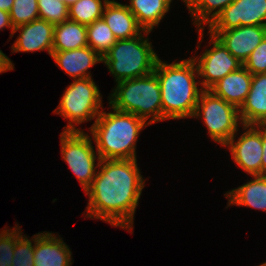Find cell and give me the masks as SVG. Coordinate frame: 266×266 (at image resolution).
I'll use <instances>...</instances> for the list:
<instances>
[{
	"mask_svg": "<svg viewBox=\"0 0 266 266\" xmlns=\"http://www.w3.org/2000/svg\"><path fill=\"white\" fill-rule=\"evenodd\" d=\"M91 186L86 218L133 230L134 213L145 186L137 159H101Z\"/></svg>",
	"mask_w": 266,
	"mask_h": 266,
	"instance_id": "6da1fadb",
	"label": "cell"
},
{
	"mask_svg": "<svg viewBox=\"0 0 266 266\" xmlns=\"http://www.w3.org/2000/svg\"><path fill=\"white\" fill-rule=\"evenodd\" d=\"M154 73L160 87L163 120L193 118L199 97L204 89L197 87L200 81L198 69L193 58L170 64L157 60Z\"/></svg>",
	"mask_w": 266,
	"mask_h": 266,
	"instance_id": "7a4b0ae2",
	"label": "cell"
},
{
	"mask_svg": "<svg viewBox=\"0 0 266 266\" xmlns=\"http://www.w3.org/2000/svg\"><path fill=\"white\" fill-rule=\"evenodd\" d=\"M112 109L108 113L103 109L89 128L96 151L100 159H137L139 132L150 124L134 114Z\"/></svg>",
	"mask_w": 266,
	"mask_h": 266,
	"instance_id": "3957f363",
	"label": "cell"
},
{
	"mask_svg": "<svg viewBox=\"0 0 266 266\" xmlns=\"http://www.w3.org/2000/svg\"><path fill=\"white\" fill-rule=\"evenodd\" d=\"M109 106L148 120L149 124L163 121L161 87L154 72L143 77L122 80L108 97Z\"/></svg>",
	"mask_w": 266,
	"mask_h": 266,
	"instance_id": "277c9868",
	"label": "cell"
},
{
	"mask_svg": "<svg viewBox=\"0 0 266 266\" xmlns=\"http://www.w3.org/2000/svg\"><path fill=\"white\" fill-rule=\"evenodd\" d=\"M151 31L144 30L131 39L117 40L103 56V62L118 83L122 80L143 77L154 72L159 57L152 48L148 36ZM143 35V36H142Z\"/></svg>",
	"mask_w": 266,
	"mask_h": 266,
	"instance_id": "5b68a950",
	"label": "cell"
},
{
	"mask_svg": "<svg viewBox=\"0 0 266 266\" xmlns=\"http://www.w3.org/2000/svg\"><path fill=\"white\" fill-rule=\"evenodd\" d=\"M101 96L92 78L74 79L53 111L69 121L63 131H84L75 126L91 119L96 120L102 112L100 108L103 109Z\"/></svg>",
	"mask_w": 266,
	"mask_h": 266,
	"instance_id": "8992f818",
	"label": "cell"
},
{
	"mask_svg": "<svg viewBox=\"0 0 266 266\" xmlns=\"http://www.w3.org/2000/svg\"><path fill=\"white\" fill-rule=\"evenodd\" d=\"M193 117L203 119L211 139L222 146L238 134V124L242 125L239 109L209 89L202 91Z\"/></svg>",
	"mask_w": 266,
	"mask_h": 266,
	"instance_id": "52a82bcc",
	"label": "cell"
},
{
	"mask_svg": "<svg viewBox=\"0 0 266 266\" xmlns=\"http://www.w3.org/2000/svg\"><path fill=\"white\" fill-rule=\"evenodd\" d=\"M60 135L62 158L86 191L96 176L101 160L92 146V137L84 131H63Z\"/></svg>",
	"mask_w": 266,
	"mask_h": 266,
	"instance_id": "ba28073f",
	"label": "cell"
},
{
	"mask_svg": "<svg viewBox=\"0 0 266 266\" xmlns=\"http://www.w3.org/2000/svg\"><path fill=\"white\" fill-rule=\"evenodd\" d=\"M211 43L213 45L211 49H206L201 56L192 57L197 65L199 77L204 78L200 82L202 89H210L220 79L243 66L212 34L209 45Z\"/></svg>",
	"mask_w": 266,
	"mask_h": 266,
	"instance_id": "9c48e42d",
	"label": "cell"
},
{
	"mask_svg": "<svg viewBox=\"0 0 266 266\" xmlns=\"http://www.w3.org/2000/svg\"><path fill=\"white\" fill-rule=\"evenodd\" d=\"M266 26V0H234L209 24V31Z\"/></svg>",
	"mask_w": 266,
	"mask_h": 266,
	"instance_id": "30bf717a",
	"label": "cell"
},
{
	"mask_svg": "<svg viewBox=\"0 0 266 266\" xmlns=\"http://www.w3.org/2000/svg\"><path fill=\"white\" fill-rule=\"evenodd\" d=\"M244 133L235 135L224 145L228 147L233 161L249 175H261L262 125H243Z\"/></svg>",
	"mask_w": 266,
	"mask_h": 266,
	"instance_id": "8fae6325",
	"label": "cell"
},
{
	"mask_svg": "<svg viewBox=\"0 0 266 266\" xmlns=\"http://www.w3.org/2000/svg\"><path fill=\"white\" fill-rule=\"evenodd\" d=\"M242 64L266 37V26H240L225 31H209Z\"/></svg>",
	"mask_w": 266,
	"mask_h": 266,
	"instance_id": "7c38bea8",
	"label": "cell"
},
{
	"mask_svg": "<svg viewBox=\"0 0 266 266\" xmlns=\"http://www.w3.org/2000/svg\"><path fill=\"white\" fill-rule=\"evenodd\" d=\"M55 25L46 20L37 19L14 28L13 35L20 34L12 45V52H36L46 50L52 55Z\"/></svg>",
	"mask_w": 266,
	"mask_h": 266,
	"instance_id": "4fadbf2b",
	"label": "cell"
},
{
	"mask_svg": "<svg viewBox=\"0 0 266 266\" xmlns=\"http://www.w3.org/2000/svg\"><path fill=\"white\" fill-rule=\"evenodd\" d=\"M62 239L46 231L34 235V266H71L72 252Z\"/></svg>",
	"mask_w": 266,
	"mask_h": 266,
	"instance_id": "5bb4252c",
	"label": "cell"
},
{
	"mask_svg": "<svg viewBox=\"0 0 266 266\" xmlns=\"http://www.w3.org/2000/svg\"><path fill=\"white\" fill-rule=\"evenodd\" d=\"M51 57L57 66L73 79L91 78L88 69L96 63H103V58L89 46L67 51H52Z\"/></svg>",
	"mask_w": 266,
	"mask_h": 266,
	"instance_id": "9a60e30c",
	"label": "cell"
},
{
	"mask_svg": "<svg viewBox=\"0 0 266 266\" xmlns=\"http://www.w3.org/2000/svg\"><path fill=\"white\" fill-rule=\"evenodd\" d=\"M239 116L242 125H266V73L252 75L251 88Z\"/></svg>",
	"mask_w": 266,
	"mask_h": 266,
	"instance_id": "2e32d148",
	"label": "cell"
},
{
	"mask_svg": "<svg viewBox=\"0 0 266 266\" xmlns=\"http://www.w3.org/2000/svg\"><path fill=\"white\" fill-rule=\"evenodd\" d=\"M251 82L252 74L242 66L220 79L209 90L240 109L249 94Z\"/></svg>",
	"mask_w": 266,
	"mask_h": 266,
	"instance_id": "e0dca14e",
	"label": "cell"
},
{
	"mask_svg": "<svg viewBox=\"0 0 266 266\" xmlns=\"http://www.w3.org/2000/svg\"><path fill=\"white\" fill-rule=\"evenodd\" d=\"M102 19L111 29L117 40L131 39L140 35L144 29L137 23L136 17L127 4L109 0L106 4Z\"/></svg>",
	"mask_w": 266,
	"mask_h": 266,
	"instance_id": "ac0fdd59",
	"label": "cell"
},
{
	"mask_svg": "<svg viewBox=\"0 0 266 266\" xmlns=\"http://www.w3.org/2000/svg\"><path fill=\"white\" fill-rule=\"evenodd\" d=\"M253 180L228 191V206H245L266 211V176L254 175Z\"/></svg>",
	"mask_w": 266,
	"mask_h": 266,
	"instance_id": "d6986e66",
	"label": "cell"
},
{
	"mask_svg": "<svg viewBox=\"0 0 266 266\" xmlns=\"http://www.w3.org/2000/svg\"><path fill=\"white\" fill-rule=\"evenodd\" d=\"M171 3L172 0H130L127 7L144 30L152 31L169 11Z\"/></svg>",
	"mask_w": 266,
	"mask_h": 266,
	"instance_id": "ffe728a7",
	"label": "cell"
},
{
	"mask_svg": "<svg viewBox=\"0 0 266 266\" xmlns=\"http://www.w3.org/2000/svg\"><path fill=\"white\" fill-rule=\"evenodd\" d=\"M88 46L86 25L68 19L55 25L52 51H67Z\"/></svg>",
	"mask_w": 266,
	"mask_h": 266,
	"instance_id": "44dd1931",
	"label": "cell"
},
{
	"mask_svg": "<svg viewBox=\"0 0 266 266\" xmlns=\"http://www.w3.org/2000/svg\"><path fill=\"white\" fill-rule=\"evenodd\" d=\"M230 3L231 0H189L186 3L193 17V24L199 28L197 30L199 33L198 43H200L204 36V24L205 26L209 25Z\"/></svg>",
	"mask_w": 266,
	"mask_h": 266,
	"instance_id": "7402d4cb",
	"label": "cell"
},
{
	"mask_svg": "<svg viewBox=\"0 0 266 266\" xmlns=\"http://www.w3.org/2000/svg\"><path fill=\"white\" fill-rule=\"evenodd\" d=\"M86 29L88 46L103 58L116 43L117 39L103 19L87 25Z\"/></svg>",
	"mask_w": 266,
	"mask_h": 266,
	"instance_id": "603a6c76",
	"label": "cell"
},
{
	"mask_svg": "<svg viewBox=\"0 0 266 266\" xmlns=\"http://www.w3.org/2000/svg\"><path fill=\"white\" fill-rule=\"evenodd\" d=\"M108 1L78 0L68 8L69 19L87 26L96 20L102 19L103 11Z\"/></svg>",
	"mask_w": 266,
	"mask_h": 266,
	"instance_id": "cb8c5ba5",
	"label": "cell"
},
{
	"mask_svg": "<svg viewBox=\"0 0 266 266\" xmlns=\"http://www.w3.org/2000/svg\"><path fill=\"white\" fill-rule=\"evenodd\" d=\"M9 15L14 28L39 19L37 0H14Z\"/></svg>",
	"mask_w": 266,
	"mask_h": 266,
	"instance_id": "d4e9b609",
	"label": "cell"
},
{
	"mask_svg": "<svg viewBox=\"0 0 266 266\" xmlns=\"http://www.w3.org/2000/svg\"><path fill=\"white\" fill-rule=\"evenodd\" d=\"M39 19L57 25L69 19L68 6L59 0H37Z\"/></svg>",
	"mask_w": 266,
	"mask_h": 266,
	"instance_id": "484cf974",
	"label": "cell"
},
{
	"mask_svg": "<svg viewBox=\"0 0 266 266\" xmlns=\"http://www.w3.org/2000/svg\"><path fill=\"white\" fill-rule=\"evenodd\" d=\"M13 228L9 230L5 227L0 233V266H12L14 247L23 236L20 226L16 225Z\"/></svg>",
	"mask_w": 266,
	"mask_h": 266,
	"instance_id": "4316f807",
	"label": "cell"
},
{
	"mask_svg": "<svg viewBox=\"0 0 266 266\" xmlns=\"http://www.w3.org/2000/svg\"><path fill=\"white\" fill-rule=\"evenodd\" d=\"M23 235L14 247L12 266H34V244Z\"/></svg>",
	"mask_w": 266,
	"mask_h": 266,
	"instance_id": "83f0119b",
	"label": "cell"
},
{
	"mask_svg": "<svg viewBox=\"0 0 266 266\" xmlns=\"http://www.w3.org/2000/svg\"><path fill=\"white\" fill-rule=\"evenodd\" d=\"M243 66L252 75L266 73V37L249 55Z\"/></svg>",
	"mask_w": 266,
	"mask_h": 266,
	"instance_id": "f1b7e54d",
	"label": "cell"
},
{
	"mask_svg": "<svg viewBox=\"0 0 266 266\" xmlns=\"http://www.w3.org/2000/svg\"><path fill=\"white\" fill-rule=\"evenodd\" d=\"M10 28L11 29V34H10V38L13 37V31H14V27L11 24V20H10V15L8 12L0 10V30H3V28Z\"/></svg>",
	"mask_w": 266,
	"mask_h": 266,
	"instance_id": "f546056e",
	"label": "cell"
},
{
	"mask_svg": "<svg viewBox=\"0 0 266 266\" xmlns=\"http://www.w3.org/2000/svg\"><path fill=\"white\" fill-rule=\"evenodd\" d=\"M262 148L261 176H266V125H262Z\"/></svg>",
	"mask_w": 266,
	"mask_h": 266,
	"instance_id": "4dcf8cb0",
	"label": "cell"
},
{
	"mask_svg": "<svg viewBox=\"0 0 266 266\" xmlns=\"http://www.w3.org/2000/svg\"><path fill=\"white\" fill-rule=\"evenodd\" d=\"M14 69V65L11 59L8 58L1 50H0V73L11 71Z\"/></svg>",
	"mask_w": 266,
	"mask_h": 266,
	"instance_id": "1f68e13d",
	"label": "cell"
},
{
	"mask_svg": "<svg viewBox=\"0 0 266 266\" xmlns=\"http://www.w3.org/2000/svg\"><path fill=\"white\" fill-rule=\"evenodd\" d=\"M14 0H0V10L10 12Z\"/></svg>",
	"mask_w": 266,
	"mask_h": 266,
	"instance_id": "d6a6232c",
	"label": "cell"
},
{
	"mask_svg": "<svg viewBox=\"0 0 266 266\" xmlns=\"http://www.w3.org/2000/svg\"><path fill=\"white\" fill-rule=\"evenodd\" d=\"M78 0H63V2L70 7L71 5H73L74 3H76Z\"/></svg>",
	"mask_w": 266,
	"mask_h": 266,
	"instance_id": "836d02e7",
	"label": "cell"
},
{
	"mask_svg": "<svg viewBox=\"0 0 266 266\" xmlns=\"http://www.w3.org/2000/svg\"><path fill=\"white\" fill-rule=\"evenodd\" d=\"M259 266H266V262L262 263V264H261V265H259Z\"/></svg>",
	"mask_w": 266,
	"mask_h": 266,
	"instance_id": "e575fe53",
	"label": "cell"
},
{
	"mask_svg": "<svg viewBox=\"0 0 266 266\" xmlns=\"http://www.w3.org/2000/svg\"><path fill=\"white\" fill-rule=\"evenodd\" d=\"M184 3H185V5H186V3L189 1V0H182Z\"/></svg>",
	"mask_w": 266,
	"mask_h": 266,
	"instance_id": "d590c367",
	"label": "cell"
}]
</instances>
